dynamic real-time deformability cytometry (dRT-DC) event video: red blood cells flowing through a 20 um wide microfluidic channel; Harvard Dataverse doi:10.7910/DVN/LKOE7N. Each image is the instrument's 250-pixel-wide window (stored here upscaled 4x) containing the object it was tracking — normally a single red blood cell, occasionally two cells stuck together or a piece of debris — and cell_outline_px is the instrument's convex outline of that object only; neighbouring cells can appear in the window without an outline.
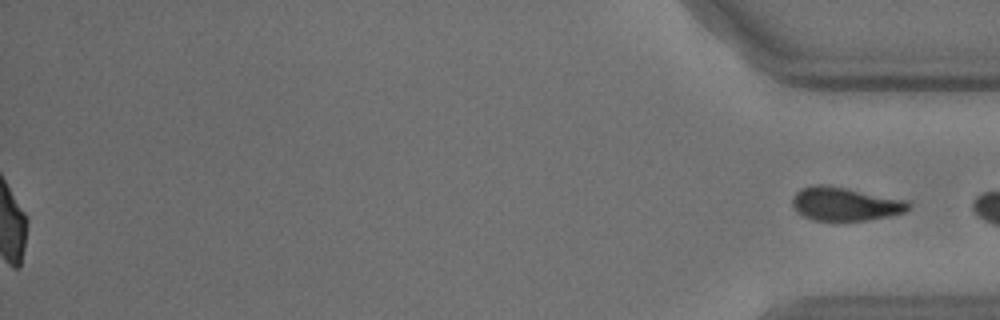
{"species": "common noctule bat (a hibernating species)", "species_latin": "Nyctalus noctula", "temperature_condition": "cold", "stored_images_in_passage": 40, "segment_of_instrument_passage": [2, 2], "camera_frame_rate_fps": 3000, "um_per_image_px": 0.085, "animal": {"sex": "male", "body_mass_g": 18.8}, "frame": {"image": 1, "passage_image": 40, "time_ms": 13.0, "image_size_px": [1000, 320], "cell_outline_px": [[908, 208], [904, 212], [888, 216], [868, 220], [812, 220], [796, 212], [792, 204], [792, 196], [800, 188], [812, 184], [828, 184], [904, 200], [908, 204]], "centroid_in_image_um": [71.73, 17.32], "position_along_channel_um": 363.5, "area_um2": 22.54}}